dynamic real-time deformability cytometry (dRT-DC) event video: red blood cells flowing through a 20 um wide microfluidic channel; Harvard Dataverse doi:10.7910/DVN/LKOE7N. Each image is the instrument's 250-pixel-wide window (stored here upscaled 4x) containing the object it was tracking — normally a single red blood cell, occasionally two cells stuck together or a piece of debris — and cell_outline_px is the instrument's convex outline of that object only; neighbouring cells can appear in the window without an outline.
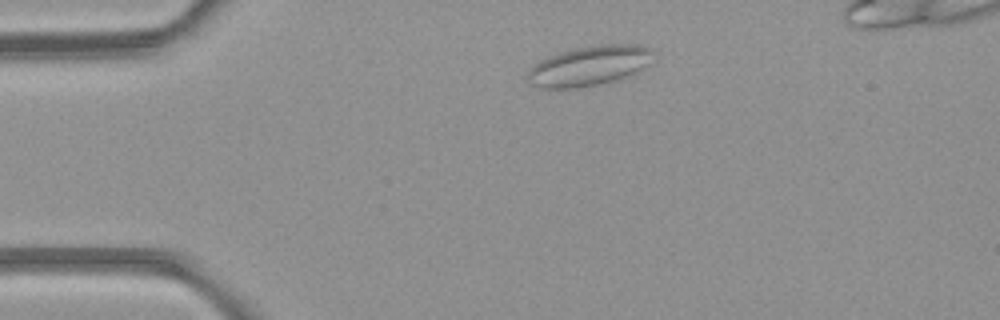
{"species": "common noctule bat (a hibernating species)", "species_latin": "Nyctalus noctula", "temperature_condition": "room temperature", "stored_images_in_passage": 2, "camera_frame_rate_fps": 3000, "um_per_image_px": 0.085, "animal": {"sex": "female", "body_mass_g": 21.9}, "frame": {"image": 1, "passage_image": 1, "time_ms": 0.0, "image_size_px": [1000, 320], "cell_outline_px": [[652, 52], [648, 64], [640, 72], [632, 76], [620, 80], [580, 88], [540, 88], [528, 84], [524, 80], [532, 64], [548, 56], [572, 48], [600, 44], [640, 44], [652, 48]], "centroid_in_image_um": [50.06, 5.61], "position_along_channel_um": 34.9, "area_um2": 30.06}}